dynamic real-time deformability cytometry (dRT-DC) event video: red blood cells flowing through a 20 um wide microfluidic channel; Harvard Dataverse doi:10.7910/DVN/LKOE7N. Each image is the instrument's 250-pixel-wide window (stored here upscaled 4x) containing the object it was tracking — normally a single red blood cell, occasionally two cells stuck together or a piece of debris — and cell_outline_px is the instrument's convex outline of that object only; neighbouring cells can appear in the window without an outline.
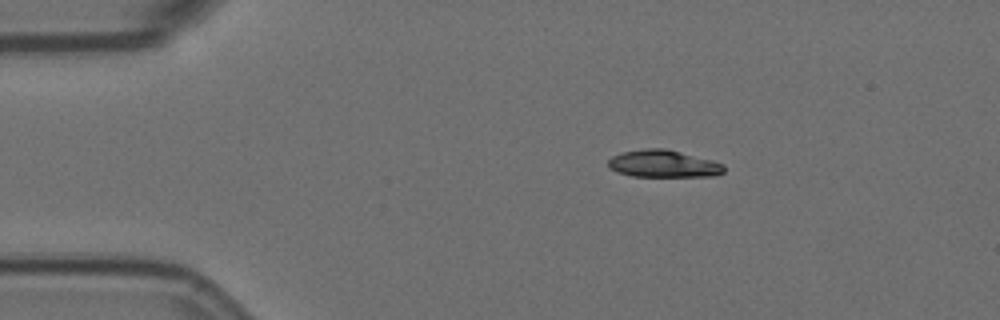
{"species": "Egyptian fruit bat (a non-hibernating species)", "species_latin": "Rousettus aegyptiacus", "temperature_condition": "room temperature", "stored_images_in_passage": 2, "camera_frame_rate_fps": 3000, "um_per_image_px": 0.085, "animal": {"sex": "female"}, "frame": {"image": 1, "passage_image": 1, "time_ms": 0.0, "image_size_px": [1000, 320], "cell_outline_px": [[724, 172], [716, 176], [632, 176], [616, 172], [608, 168], [608, 160], [612, 156], [624, 152], [644, 148], [664, 148], [712, 160], [724, 164]], "centroid_in_image_um": [56.37, 13.92], "position_along_channel_um": 28.6, "area_um2": 18.38}}